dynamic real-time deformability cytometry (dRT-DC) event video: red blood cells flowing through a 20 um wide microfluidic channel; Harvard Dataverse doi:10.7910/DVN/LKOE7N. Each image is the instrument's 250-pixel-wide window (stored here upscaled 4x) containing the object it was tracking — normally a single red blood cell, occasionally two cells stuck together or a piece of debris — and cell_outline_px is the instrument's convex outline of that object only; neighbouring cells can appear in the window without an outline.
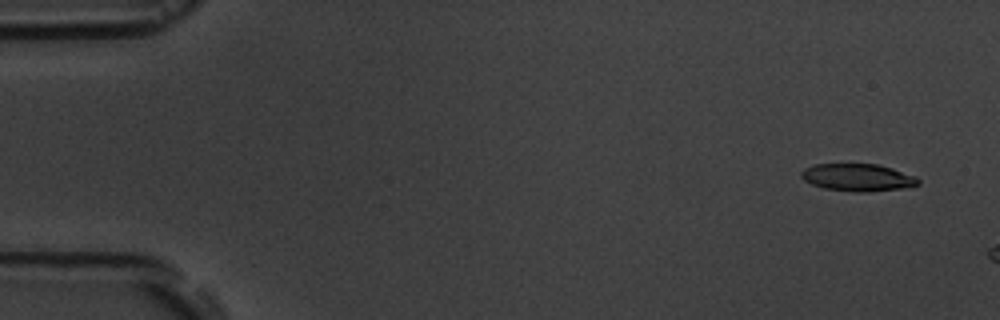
{"species": "common noctule bat (a hibernating species)", "species_latin": "Nyctalus noctula", "temperature_condition": "room temperature", "stored_images_in_passage": 3, "camera_frame_rate_fps": 3000, "um_per_image_px": 0.085, "animal": {"sex": "male", "body_mass_g": 19.5, "forearm_length_mm": 54.6}, "frame": {"image": 1, "passage_image": 1, "time_ms": 0.0, "image_size_px": [1000, 320], "cell_outline_px": [[920, 184], [912, 188], [868, 192], [852, 192], [824, 188], [812, 184], [804, 180], [800, 176], [800, 172], [804, 168], [816, 164], [876, 164], [892, 168], [916, 176], [920, 180]], "centroid_in_image_um": [72.96, 15.1], "position_along_channel_um": 12.0, "area_um2": 19.02}}